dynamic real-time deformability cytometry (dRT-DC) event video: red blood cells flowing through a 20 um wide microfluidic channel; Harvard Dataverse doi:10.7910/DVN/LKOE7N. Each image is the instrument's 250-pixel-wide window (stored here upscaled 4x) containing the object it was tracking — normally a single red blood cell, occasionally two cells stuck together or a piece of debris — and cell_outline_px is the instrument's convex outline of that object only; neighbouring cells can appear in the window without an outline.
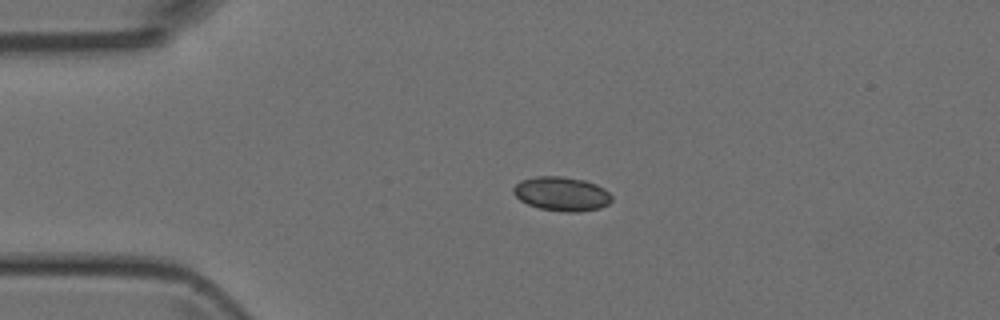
{"species": "Egyptian fruit bat (a non-hibernating species)", "species_latin": "Rousettus aegyptiacus", "temperature_condition": "room temperature", "stored_images_in_passage": 5, "camera_frame_rate_fps": 3000, "um_per_image_px": 0.085, "animal": {"sex": "female"}, "frame": {"image": 1, "passage_image": 3, "time_ms": 2.333, "image_size_px": [1000, 320], "cell_outline_px": [[612, 200], [608, 204], [600, 208], [580, 212], [564, 212], [540, 208], [528, 204], [520, 200], [512, 192], [512, 188], [520, 180], [536, 176], [560, 176], [584, 180], [596, 184], [604, 188], [612, 196]], "centroid_in_image_um": [47.74, 16.47], "position_along_channel_um": 37.3, "area_um2": 19.65}}